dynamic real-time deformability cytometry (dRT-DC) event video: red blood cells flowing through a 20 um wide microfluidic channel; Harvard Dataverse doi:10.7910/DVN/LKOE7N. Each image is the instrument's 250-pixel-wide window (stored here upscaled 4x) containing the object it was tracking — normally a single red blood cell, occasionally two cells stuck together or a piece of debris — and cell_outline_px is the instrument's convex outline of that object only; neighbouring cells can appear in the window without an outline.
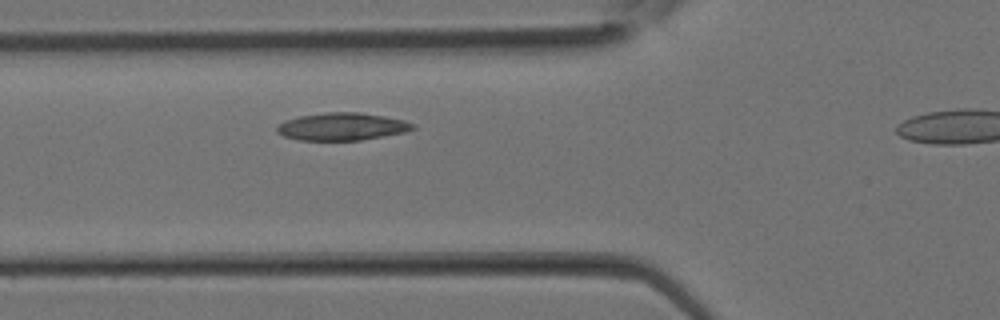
{"species": "Egyptian fruit bat (a non-hibernating species)", "species_latin": "Rousettus aegyptiacus", "temperature_condition": "room temperature", "stored_images_in_passage": 4, "camera_frame_rate_fps": 3000, "um_per_image_px": 0.085, "animal": {"sex": "female"}, "frame": {"image": 1, "passage_image": 3, "time_ms": 0.667, "image_size_px": [1000, 320], "cell_outline_px": [[416, 128], [404, 132], [384, 136], [360, 140], [300, 140], [284, 136], [276, 132], [276, 128], [284, 120], [300, 116], [328, 112], [360, 112], [404, 120], [416, 124]], "centroid_in_image_um": [29.08, 10.76], "position_along_channel_um": 96.7, "area_um2": 21.73}}